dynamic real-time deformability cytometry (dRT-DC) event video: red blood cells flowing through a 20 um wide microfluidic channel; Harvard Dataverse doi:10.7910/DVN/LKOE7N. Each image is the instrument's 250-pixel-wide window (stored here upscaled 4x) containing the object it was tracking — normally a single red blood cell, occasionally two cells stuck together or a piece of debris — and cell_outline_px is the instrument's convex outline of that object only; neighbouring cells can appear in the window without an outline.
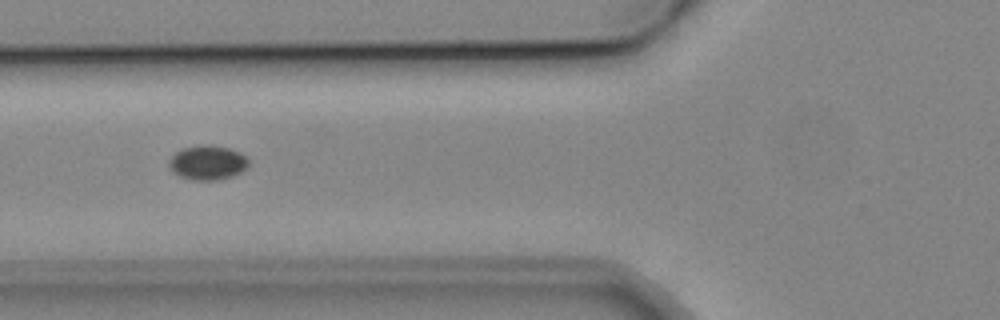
{"species": "common noctule bat (a hibernating species)", "species_latin": "Nyctalus noctula", "temperature_condition": "cold", "stored_images_in_passage": 5, "camera_frame_rate_fps": 3000, "um_per_image_px": 0.085, "animal": {"sex": "male", "body_mass_g": 19.2, "forearm_length_mm": 51.8}, "frame": {"image": 1, "passage_image": 3, "time_ms": 2.333, "image_size_px": [1000, 320], "cell_outline_px": [[248, 164], [240, 172], [232, 176], [216, 180], [192, 180], [180, 176], [172, 172], [168, 164], [168, 160], [176, 152], [184, 148], [200, 144], [208, 144], [228, 148], [240, 152], [248, 160]], "centroid_in_image_um": [17.6, 13.82], "position_along_channel_um": 108.2, "area_um2": 15.9}}
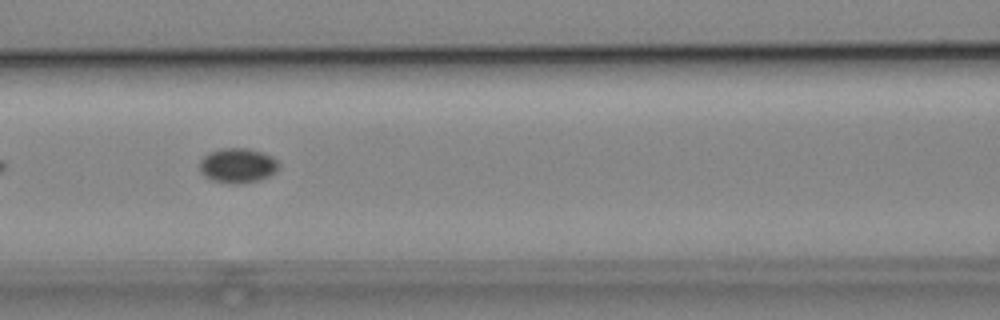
{"frame": {"image": 2, "passage_image": 4, "time_ms": 3.333, "image_size_px": [1000, 320], "cell_outline_px": [[280, 164], [268, 176], [260, 180], [236, 184], [232, 184], [212, 180], [204, 176], [200, 172], [200, 160], [208, 152], [220, 148], [248, 148], [272, 156]], "centroid_in_image_um": [20.15, 14.06], "position_along_channel_um": 146.4, "area_um2": 15.95}}
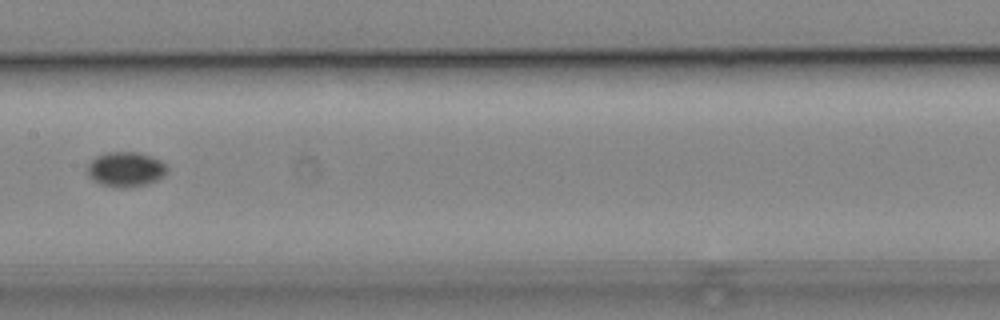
{"frame": {"image": 3, "passage_image": 5, "time_ms": 4.667, "image_size_px": [1000, 320], "cell_outline_px": [[168, 172], [164, 176], [156, 180], [144, 184], [128, 188], [112, 188], [100, 184], [92, 180], [88, 176], [88, 164], [96, 156], [108, 152], [136, 152], [152, 156], [160, 160], [168, 168]], "centroid_in_image_um": [10.67, 14.4], "position_along_channel_um": 196.7, "area_um2": 16.36}}